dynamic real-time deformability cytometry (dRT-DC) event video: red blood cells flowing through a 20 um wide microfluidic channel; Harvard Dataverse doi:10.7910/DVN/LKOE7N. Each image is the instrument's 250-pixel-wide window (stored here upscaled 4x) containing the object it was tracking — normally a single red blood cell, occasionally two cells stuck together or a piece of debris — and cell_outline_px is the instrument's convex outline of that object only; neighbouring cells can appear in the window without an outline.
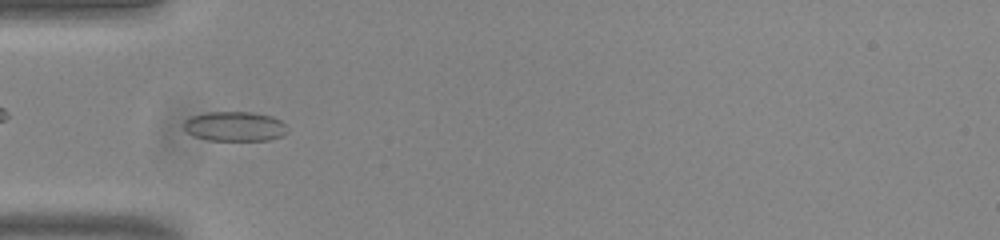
{"species": "common noctule bat (a hibernating species)", "species_latin": "Nyctalus noctula", "temperature_condition": "room temperature", "stored_images_in_passage": 46, "camera_frame_rate_fps": 3000, "um_per_image_px": 0.085, "animal": {"sex": "male", "body_mass_g": 20.0, "forearm_length_mm": 53.3}, "frame": {"image": 1, "passage_image": 10, "time_ms": 3.0, "image_size_px": [1000, 240], "cell_outline_px": [[288, 132], [280, 136], [268, 140], [208, 140], [192, 136], [180, 124], [184, 120], [192, 116], [204, 112], [252, 112], [272, 116], [280, 120], [288, 128]], "centroid_in_image_um": [19.92, 10.73], "position_along_channel_um": 65.1, "area_um2": 18.09}}
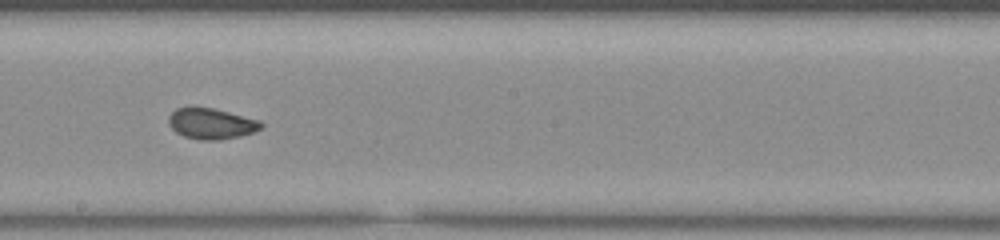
{"frame": {"image": 2, "passage_image": 23, "time_ms": 7.333, "image_size_px": [1000, 240], "cell_outline_px": [[264, 124], [260, 128], [252, 132], [240, 136], [220, 140], [200, 140], [184, 136], [176, 132], [168, 124], [168, 116], [176, 108], [212, 108], [260, 120]], "centroid_in_image_um": [17.95, 10.52], "position_along_channel_um": 230.3, "area_um2": 16.42}}
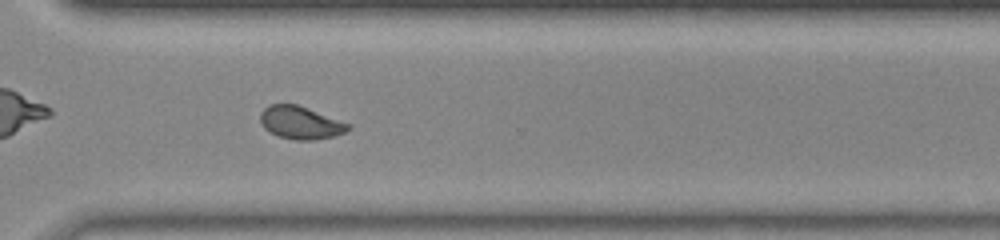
{"frame": {"image": 3, "passage_image": 32, "time_ms": 10.333, "image_size_px": [1000, 240], "cell_outline_px": [[352, 128], [344, 132], [332, 136], [312, 140], [296, 140], [280, 136], [264, 128], [260, 120], [260, 112], [268, 104], [296, 104], [352, 124]], "centroid_in_image_um": [25.55, 10.41], "position_along_channel_um": 345.0, "area_um2": 16.65}, "authors_computed_cell_mechanics": {"area_um2": 16.9354, "velocity_mm_per_s": 3.8259, "shape_relaxation_time_tau1_ms": null, "shape_relaxation_time_tau2_ms": 1.0472, "deformation_change_tau1": null, "deformation_change_tau2": 0.0444}}